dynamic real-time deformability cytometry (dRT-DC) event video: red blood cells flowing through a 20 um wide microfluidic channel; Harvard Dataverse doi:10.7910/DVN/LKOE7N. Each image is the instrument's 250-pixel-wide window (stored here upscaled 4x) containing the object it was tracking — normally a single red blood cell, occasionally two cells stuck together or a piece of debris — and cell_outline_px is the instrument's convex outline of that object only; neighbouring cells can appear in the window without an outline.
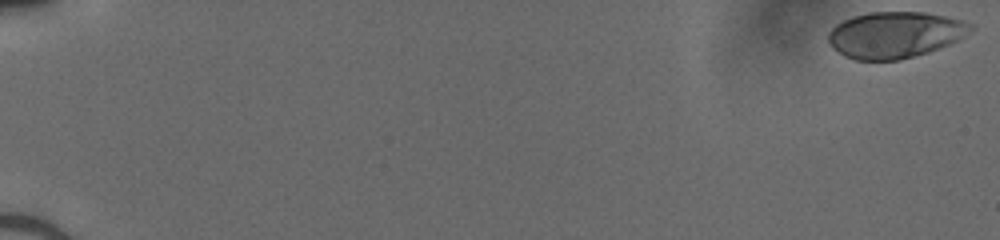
{"species": "human", "species_latin": "Homo sapiens", "temperature_condition": "cold", "stored_images_in_passage": 18, "camera_frame_rate_fps": 3000, "um_per_image_px": 0.085, "donor": {"sex": "male"}, "frame": {"image": 1, "passage_image": 1, "time_ms": 0.0, "image_size_px": [1000, 240], "cell_outline_px": [[976, 28], [964, 36], [948, 44], [928, 52], [900, 60], [856, 60], [844, 56], [832, 48], [828, 40], [828, 32], [836, 24], [852, 16], [868, 12], [924, 12], [964, 20], [976, 24]], "centroid_in_image_um": [76.08, 2.95], "position_along_channel_um": 8.9, "area_um2": 38.61}}
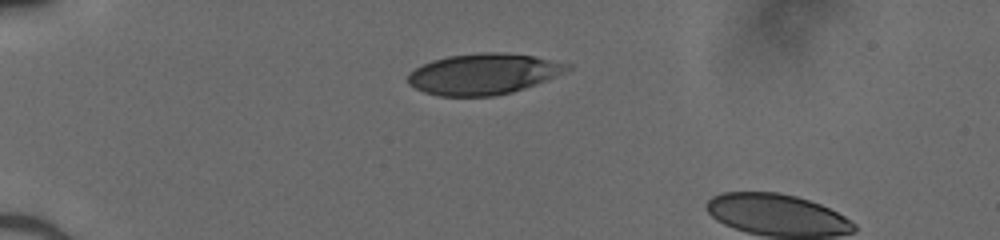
{"frame": {"image": 2, "passage_image": 15, "time_ms": 4.667, "image_size_px": [1000, 240], "cell_outline_px": [[572, 68], [548, 80], [512, 92], [492, 96], [440, 96], [424, 92], [408, 84], [408, 72], [432, 60], [448, 56], [480, 52], [500, 52], [532, 56], [568, 64]], "centroid_in_image_um": [41.07, 6.29], "position_along_channel_um": 43.9, "area_um2": 37.74}}